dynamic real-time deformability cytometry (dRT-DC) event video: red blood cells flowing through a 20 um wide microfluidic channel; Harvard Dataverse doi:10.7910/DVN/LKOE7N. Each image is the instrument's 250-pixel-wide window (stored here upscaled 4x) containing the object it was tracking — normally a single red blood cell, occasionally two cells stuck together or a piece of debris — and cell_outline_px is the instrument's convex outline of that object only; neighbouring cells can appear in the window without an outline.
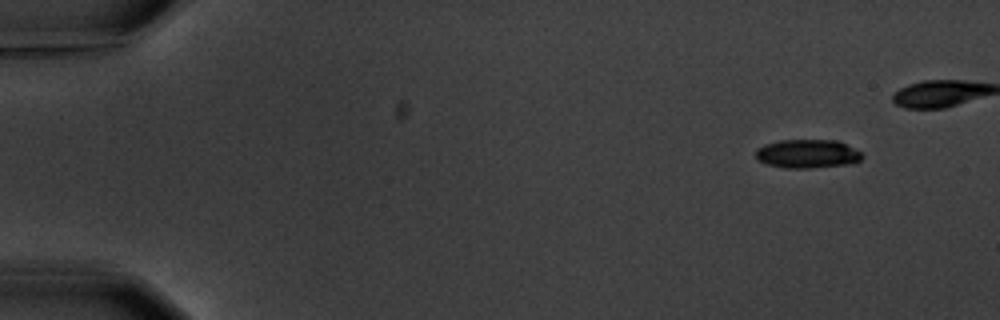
{"species": "common noctule bat (a hibernating species)", "species_latin": "Nyctalus noctula", "temperature_condition": "warm", "stored_images_in_passage": 7, "camera_frame_rate_fps": 3000, "um_per_image_px": 0.085, "animal": {"sex": "male", "body_mass_g": 20.1, "forearm_length_mm": 53.5}, "frame": {"image": 1, "passage_image": 1, "time_ms": 0.0, "image_size_px": [1000, 320], "cell_outline_px": [[864, 156], [856, 164], [808, 168], [784, 168], [768, 164], [756, 160], [756, 148], [764, 144], [780, 140], [836, 140], [860, 152]], "centroid_in_image_um": [68.62, 13.08], "position_along_channel_um": 16.4, "area_um2": 17.92}}